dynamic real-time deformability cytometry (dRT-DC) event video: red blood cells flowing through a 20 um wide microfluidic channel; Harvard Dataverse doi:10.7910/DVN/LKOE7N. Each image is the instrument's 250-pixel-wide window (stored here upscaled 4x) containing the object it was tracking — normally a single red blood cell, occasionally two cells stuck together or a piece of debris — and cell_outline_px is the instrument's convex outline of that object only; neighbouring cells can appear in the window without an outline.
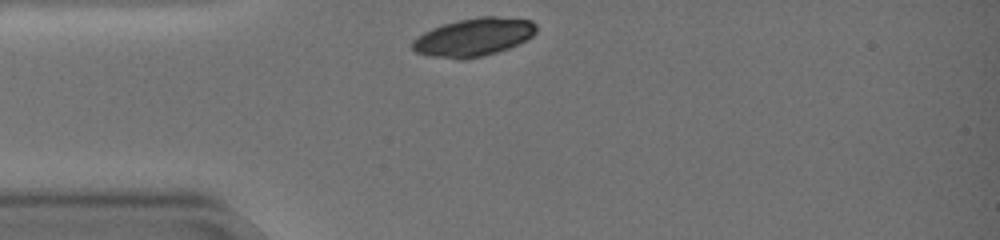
{"species": "common noctule bat (a hibernating species)", "species_latin": "Nyctalus noctula", "temperature_condition": "warm", "stored_images_in_passage": 34, "camera_frame_rate_fps": 3000, "um_per_image_px": 0.085, "animal": {"sex": "female", "body_mass_g": 19.0, "forearm_length_mm": 51.5}, "frame": {"image": 1, "passage_image": 1, "time_ms": 0.0, "image_size_px": [1000, 240], "cell_outline_px": [[536, 32], [532, 36], [508, 48], [496, 52], [480, 56], [460, 60], [432, 56], [416, 52], [412, 48], [412, 40], [416, 36], [432, 28], [444, 24], [460, 20], [480, 16], [492, 16], [532, 20], [536, 24]], "centroid_in_image_um": [40.24, 3.15], "position_along_channel_um": 44.8, "area_um2": 27.22}}
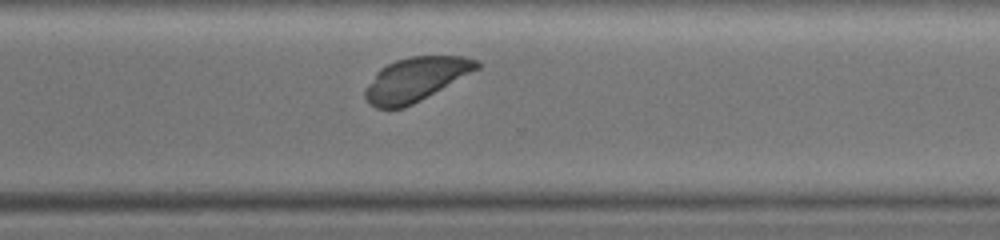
{"frame": {"image": 2, "passage_image": 27, "time_ms": 8.667, "image_size_px": [1000, 240], "cell_outline_px": [[480, 68], [420, 100], [404, 108], [376, 108], [368, 104], [364, 96], [364, 92], [376, 72], [380, 68], [396, 60], [408, 56], [464, 56], [476, 60], [480, 64]], "centroid_in_image_um": [35.32, 6.74], "position_along_channel_um": 335.3, "area_um2": 28.26}}
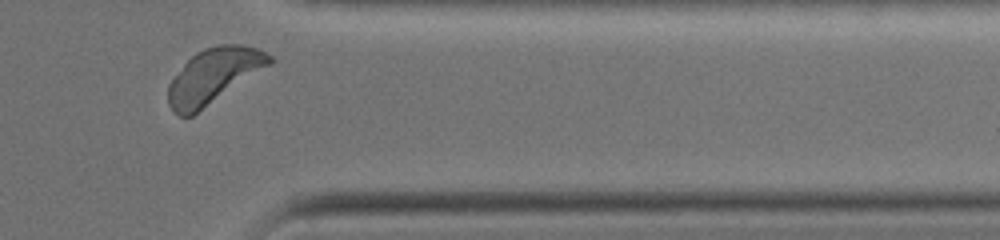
{"frame": {"image": 3, "passage_image": 32, "time_ms": 10.333, "image_size_px": [1000, 240], "cell_outline_px": [[276, 60], [272, 64], [192, 116], [180, 116], [168, 104], [168, 84], [184, 64], [196, 52], [204, 48], [216, 44], [240, 44], [256, 48], [272, 56]], "centroid_in_image_um": [18.18, 6.43], "position_along_channel_um": 393.2, "area_um2": 32.31}, "authors_computed_cell_mechanics": {"area_um2": 29.4202, "velocity_mm_per_s": 3.5424, "shape_relaxation_time_tau1_ms": 9.1808, "shape_relaxation_time_tau2_ms": null, "deformation_change_tau1": null, "deformation_change_tau2": null}}